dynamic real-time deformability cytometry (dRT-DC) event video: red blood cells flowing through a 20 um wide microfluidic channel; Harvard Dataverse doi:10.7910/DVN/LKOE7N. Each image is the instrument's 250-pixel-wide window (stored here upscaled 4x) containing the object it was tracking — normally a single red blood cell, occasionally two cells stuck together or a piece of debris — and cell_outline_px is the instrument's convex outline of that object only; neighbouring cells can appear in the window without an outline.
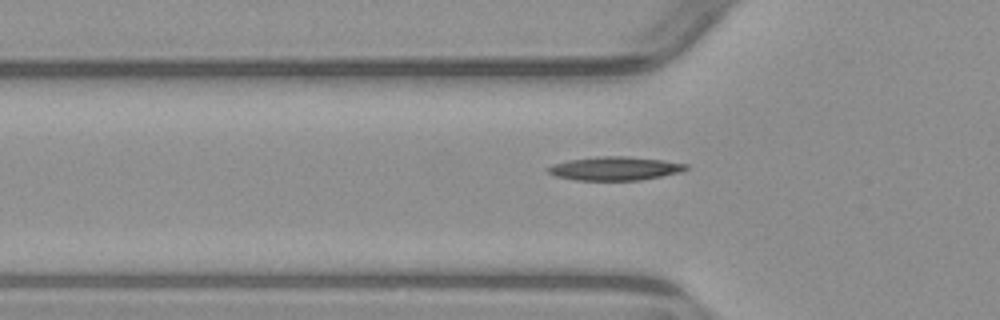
{"species": "common noctule bat (a hibernating species)", "species_latin": "Nyctalus noctula", "temperature_condition": "warm", "stored_images_in_passage": 3, "camera_frame_rate_fps": 3000, "um_per_image_px": 0.085, "animal": {"sex": "male", "body_mass_g": 23.1, "forearm_length_mm": 52.7}, "frame": {"image": 1, "passage_image": 3, "time_ms": 2.333, "image_size_px": [1000, 320], "cell_outline_px": [[688, 168], [680, 172], [640, 180], [576, 180], [556, 176], [548, 172], [544, 168], [552, 164], [568, 160], [596, 156], [624, 156], [664, 160], [688, 164]], "centroid_in_image_um": [52.23, 14.31], "position_along_channel_um": 73.6, "area_um2": 19.02}}